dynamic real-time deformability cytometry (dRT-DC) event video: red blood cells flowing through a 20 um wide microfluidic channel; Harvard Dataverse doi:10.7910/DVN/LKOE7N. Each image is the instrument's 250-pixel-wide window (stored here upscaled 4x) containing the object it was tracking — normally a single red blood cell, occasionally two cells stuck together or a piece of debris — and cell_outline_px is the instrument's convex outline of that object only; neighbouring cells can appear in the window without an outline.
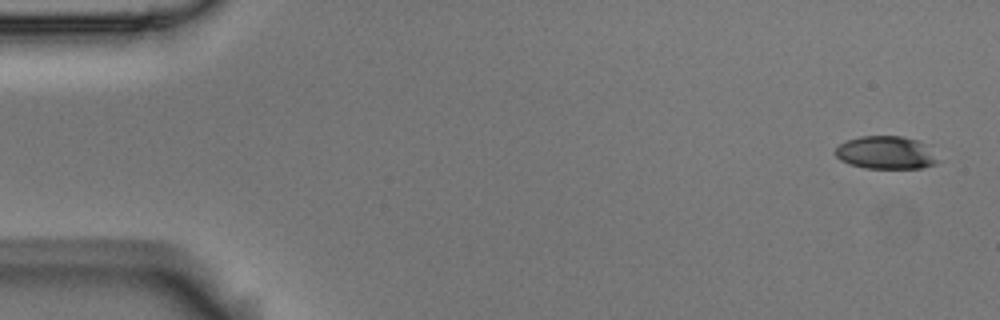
{"species": "Egyptian fruit bat (a non-hibernating species)", "species_latin": "Rousettus aegyptiacus", "temperature_condition": "room temperature", "stored_images_in_passage": 5, "camera_frame_rate_fps": 3000, "um_per_image_px": 0.085, "animal": {"sex": "male"}, "frame": {"image": 1, "passage_image": 1, "time_ms": 0.0, "image_size_px": [1000, 320], "cell_outline_px": [[940, 160], [936, 164], [920, 168], [864, 168], [848, 164], [840, 160], [836, 156], [836, 148], [840, 144], [848, 140], [860, 136], [900, 136], [916, 140]], "centroid_in_image_um": [75.24, 12.99], "position_along_channel_um": 9.8, "area_um2": 19.31}}